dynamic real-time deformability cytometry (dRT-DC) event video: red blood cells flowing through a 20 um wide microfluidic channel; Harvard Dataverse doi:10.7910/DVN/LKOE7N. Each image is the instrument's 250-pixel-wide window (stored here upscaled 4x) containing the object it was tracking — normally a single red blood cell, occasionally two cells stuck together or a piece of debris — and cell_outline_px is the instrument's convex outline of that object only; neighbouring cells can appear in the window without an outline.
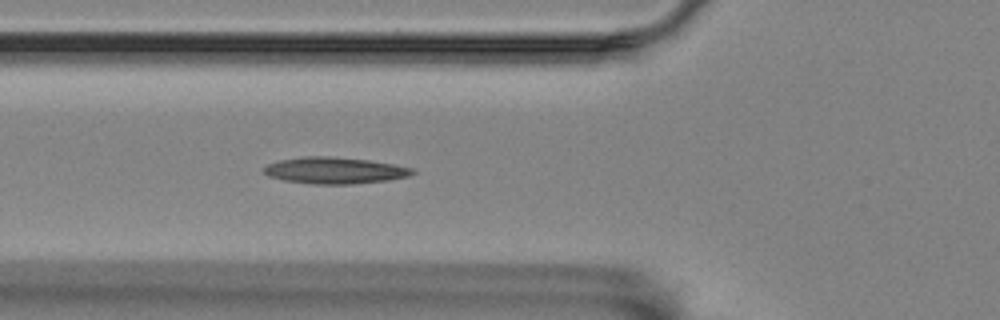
{"species": "Egyptian fruit bat (a non-hibernating species)", "species_latin": "Rousettus aegyptiacus", "temperature_condition": "room temperature", "stored_images_in_passage": 5, "camera_frame_rate_fps": 3000, "um_per_image_px": 0.085, "animal": {"sex": "female"}, "frame": {"image": 1, "passage_image": 5, "time_ms": 1.333, "image_size_px": [1000, 320], "cell_outline_px": [[416, 172], [408, 176], [388, 180], [352, 184], [312, 184], [284, 180], [268, 176], [264, 172], [264, 168], [268, 164], [280, 160], [304, 156], [324, 156], [368, 160], [392, 164], [412, 168]], "centroid_in_image_um": [28.43, 14.49], "position_along_channel_um": 97.4, "area_um2": 22.72}}